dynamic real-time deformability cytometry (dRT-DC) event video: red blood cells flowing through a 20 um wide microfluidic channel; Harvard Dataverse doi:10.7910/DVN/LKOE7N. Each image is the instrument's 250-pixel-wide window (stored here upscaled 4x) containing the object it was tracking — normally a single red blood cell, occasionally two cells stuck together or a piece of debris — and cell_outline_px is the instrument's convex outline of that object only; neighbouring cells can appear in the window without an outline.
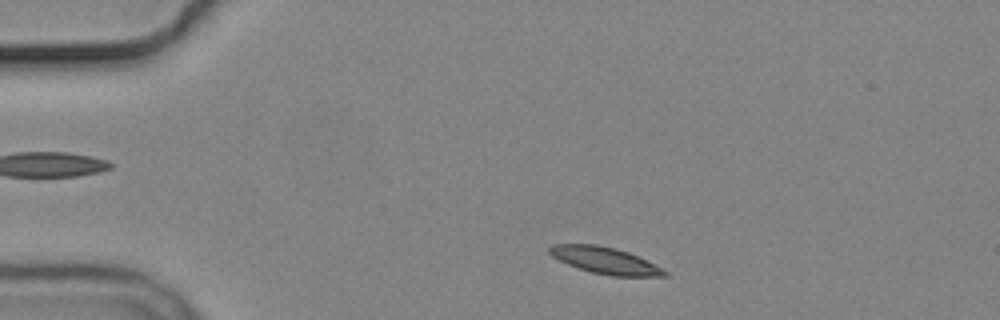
{"species": "common noctule bat (a hibernating species)", "species_latin": "Nyctalus noctula", "temperature_condition": "cold", "stored_images_in_passage": 4, "camera_frame_rate_fps": 3000, "um_per_image_px": 0.085, "animal": {"sex": "male", "body_mass_g": 19.2, "forearm_length_mm": 51.8}, "frame": {"image": 1, "passage_image": 2, "time_ms": 1.333, "image_size_px": [1000, 320], "cell_outline_px": [[668, 276], [612, 276], [592, 272], [568, 264], [552, 256], [548, 252], [548, 248], [552, 244], [596, 244], [616, 248], [628, 252], [664, 268], [668, 272]], "centroid_in_image_um": [51.45, 22.13], "position_along_channel_um": 33.5, "area_um2": 17.8}}
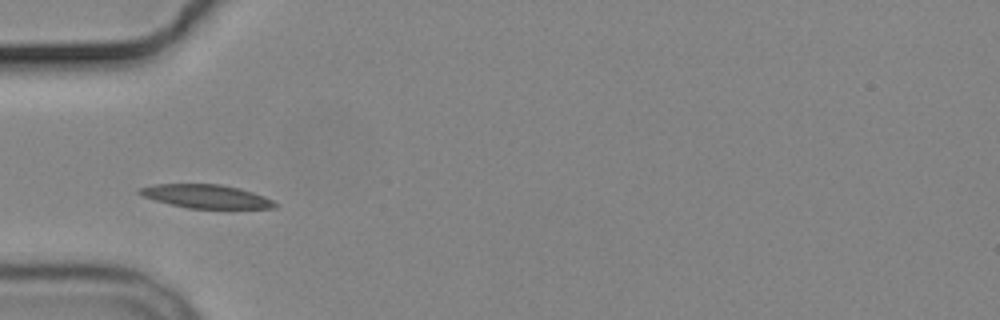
{"frame": {"image": 2, "passage_image": 4, "time_ms": 3.667, "image_size_px": [1000, 320], "cell_outline_px": [[280, 204], [276, 208], [188, 208], [156, 200], [144, 196], [136, 192], [136, 188], [152, 184], [220, 184], [240, 188], [264, 196]], "centroid_in_image_um": [17.52, 16.68], "position_along_channel_um": 67.5, "area_um2": 18.55}}